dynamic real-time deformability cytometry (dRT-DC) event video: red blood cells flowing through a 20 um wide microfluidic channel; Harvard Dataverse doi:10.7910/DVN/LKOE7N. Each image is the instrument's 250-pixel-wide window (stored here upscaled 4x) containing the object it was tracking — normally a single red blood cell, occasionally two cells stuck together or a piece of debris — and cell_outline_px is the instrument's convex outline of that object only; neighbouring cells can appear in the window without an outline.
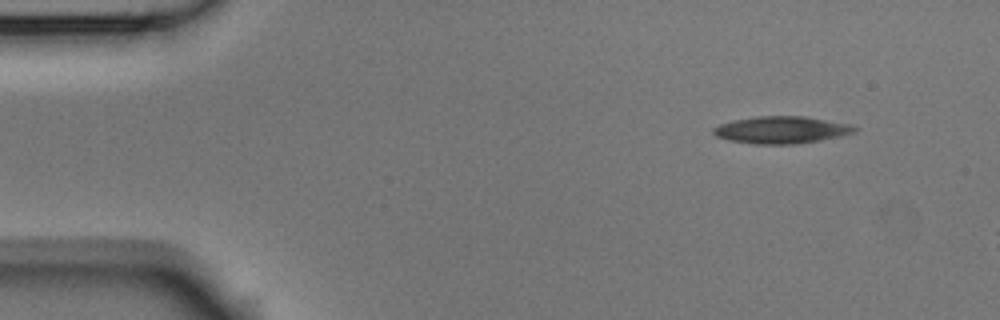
{"species": "Egyptian fruit bat (a non-hibernating species)", "species_latin": "Rousettus aegyptiacus", "temperature_condition": "room temperature", "stored_images_in_passage": 3, "camera_frame_rate_fps": 3000, "um_per_image_px": 0.085, "animal": {"sex": "male"}, "frame": {"image": 1, "passage_image": 1, "time_ms": 0.0, "image_size_px": [1000, 320], "cell_outline_px": [[856, 132], [840, 136], [820, 140], [796, 144], [756, 144], [728, 140], [716, 136], [712, 132], [712, 128], [720, 124], [732, 120], [756, 116], [804, 116], [848, 124], [856, 128]], "centroid_in_image_um": [66.37, 11.04], "position_along_channel_um": 18.6, "area_um2": 22.25}}